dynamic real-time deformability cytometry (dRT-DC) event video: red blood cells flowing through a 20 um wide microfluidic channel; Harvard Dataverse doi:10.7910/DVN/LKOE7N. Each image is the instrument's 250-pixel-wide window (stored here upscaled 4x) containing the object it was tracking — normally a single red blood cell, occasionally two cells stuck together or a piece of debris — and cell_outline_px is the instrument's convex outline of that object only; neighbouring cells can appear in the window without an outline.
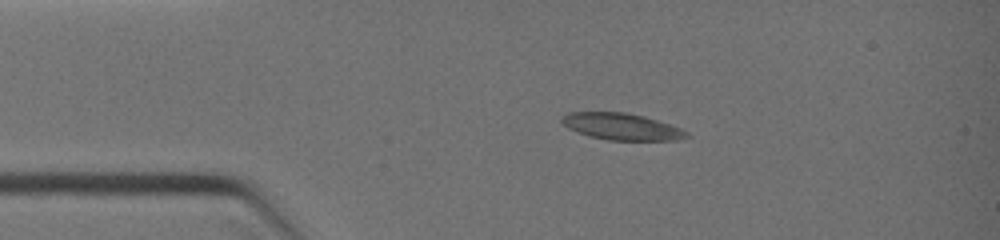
{"species": "common noctule bat (a hibernating species)", "species_latin": "Nyctalus noctula", "temperature_condition": "warm", "stored_images_in_passage": 2, "camera_frame_rate_fps": 3000, "um_per_image_px": 0.085, "animal": {"sex": "female", "body_mass_g": 19.0, "forearm_length_mm": 51.5}, "frame": {"image": 1, "passage_image": 1, "time_ms": 0.0, "image_size_px": [1000, 240], "cell_outline_px": [[692, 136], [676, 140], [608, 140], [588, 136], [568, 128], [560, 120], [568, 112], [624, 112], [644, 116], [680, 128], [688, 132]], "centroid_in_image_um": [52.85, 10.76], "position_along_channel_um": 32.2, "area_um2": 19.31}}